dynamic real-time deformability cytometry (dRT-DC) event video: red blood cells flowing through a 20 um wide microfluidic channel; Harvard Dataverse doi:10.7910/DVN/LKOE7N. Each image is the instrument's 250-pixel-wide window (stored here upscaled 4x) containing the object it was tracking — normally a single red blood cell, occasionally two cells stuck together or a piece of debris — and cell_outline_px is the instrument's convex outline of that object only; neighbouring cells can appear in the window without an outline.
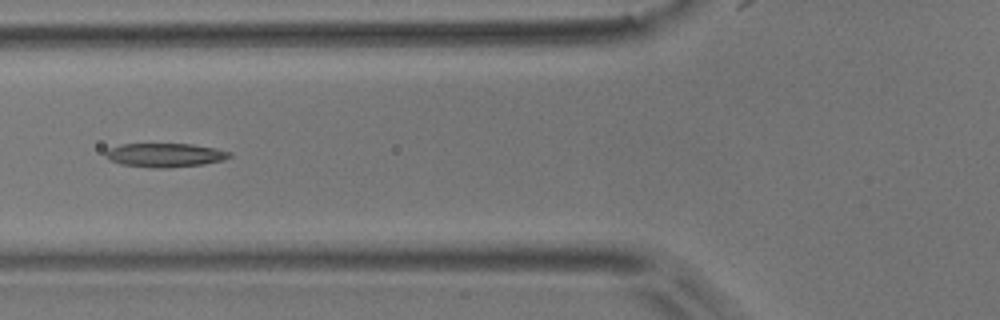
{"species": "common noctule bat (a hibernating species)", "species_latin": "Nyctalus noctula", "temperature_condition": "room temperature", "stored_images_in_passage": 2, "camera_frame_rate_fps": 3000, "um_per_image_px": 0.085, "animal": {"sex": "male", "body_mass_g": 17.9}, "frame": {"image": 1, "passage_image": 2, "time_ms": 0.333, "image_size_px": [1000, 320], "cell_outline_px": [[232, 156], [224, 160], [204, 164], [168, 168], [152, 168], [120, 164], [108, 160], [104, 156], [104, 152], [108, 148], [120, 144], [192, 144], [216, 148], [232, 152]], "centroid_in_image_um": [14.0, 13.18], "position_along_channel_um": 111.8, "area_um2": 17.57}}